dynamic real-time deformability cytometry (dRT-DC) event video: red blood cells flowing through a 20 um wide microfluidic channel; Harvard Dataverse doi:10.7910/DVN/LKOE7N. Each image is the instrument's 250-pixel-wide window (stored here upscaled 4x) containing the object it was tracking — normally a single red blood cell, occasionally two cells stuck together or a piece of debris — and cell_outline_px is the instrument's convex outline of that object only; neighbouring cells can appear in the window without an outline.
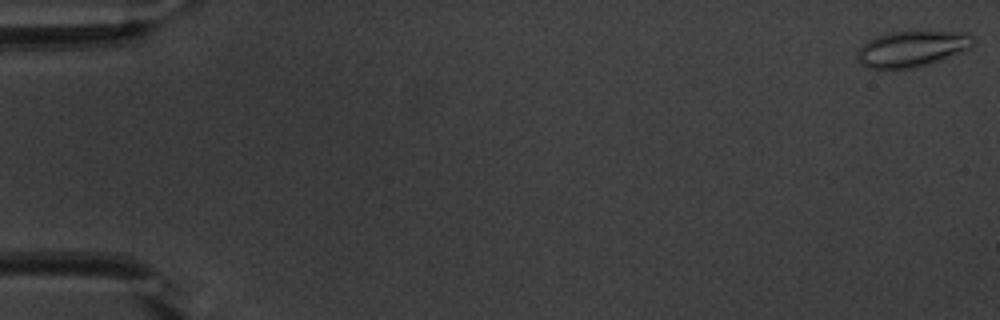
{"species": "common noctule bat (a hibernating species)", "species_latin": "Nyctalus noctula", "temperature_condition": "warm", "stored_images_in_passage": 54, "camera_frame_rate_fps": 3000, "um_per_image_px": 0.085, "animal": {"sex": "male", "body_mass_g": 20.1, "forearm_length_mm": 53.5}, "frame": {"image": 1, "passage_image": 1, "time_ms": 0.0, "image_size_px": [1000, 320], "cell_outline_px": [[976, 40], [968, 48], [960, 52], [932, 64], [912, 68], [868, 68], [860, 64], [856, 56], [856, 52], [868, 40], [876, 36], [888, 32], [968, 32]], "centroid_in_image_um": [77.5, 4.15], "position_along_channel_um": 7.5, "area_um2": 24.16}}
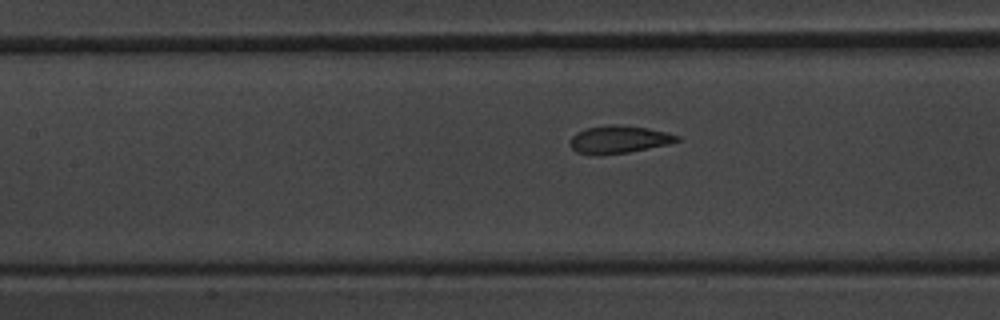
{"frame": {"image": 2, "passage_image": 25, "time_ms": 8.0, "image_size_px": [1000, 320], "cell_outline_px": [[680, 140], [668, 144], [628, 152], [600, 156], [592, 156], [576, 152], [568, 144], [572, 136], [584, 128], [608, 124], [616, 124], [648, 128], [680, 136]], "centroid_in_image_um": [52.53, 11.86], "position_along_channel_um": 154.9, "area_um2": 17.46}}
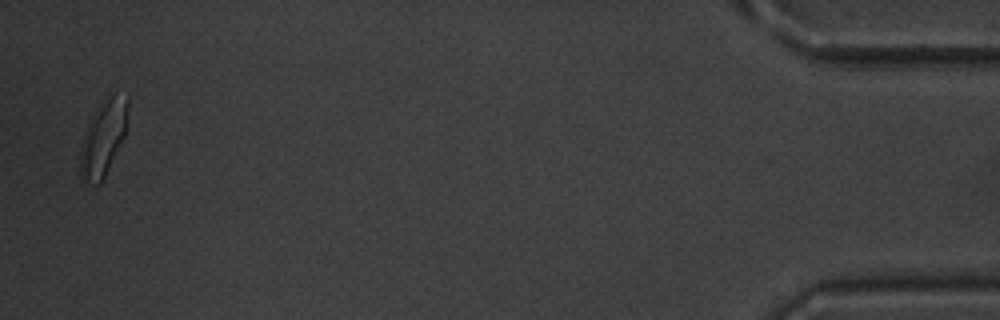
{"frame": {"image": 3, "passage_image": 53, "time_ms": 17.333, "image_size_px": [1000, 320], "cell_outline_px": [[128, 108], [124, 136], [100, 184], [84, 184], [80, 180], [80, 148], [84, 132], [108, 96], [112, 92], [128, 92]], "centroid_in_image_um": [8.78, 11.74], "position_along_channel_um": 426.4, "area_um2": 20.63}, "authors_computed_cell_mechanics": {"area_um2": 17.7735, "velocity_mm_per_s": 3.7984, "shape_relaxation_time_tau1_ms": 2.8347, "shape_relaxation_time_tau2_ms": 1.1011, "deformation_change_tau1": 0.1242, "deformation_change_tau2": 0.0802}}